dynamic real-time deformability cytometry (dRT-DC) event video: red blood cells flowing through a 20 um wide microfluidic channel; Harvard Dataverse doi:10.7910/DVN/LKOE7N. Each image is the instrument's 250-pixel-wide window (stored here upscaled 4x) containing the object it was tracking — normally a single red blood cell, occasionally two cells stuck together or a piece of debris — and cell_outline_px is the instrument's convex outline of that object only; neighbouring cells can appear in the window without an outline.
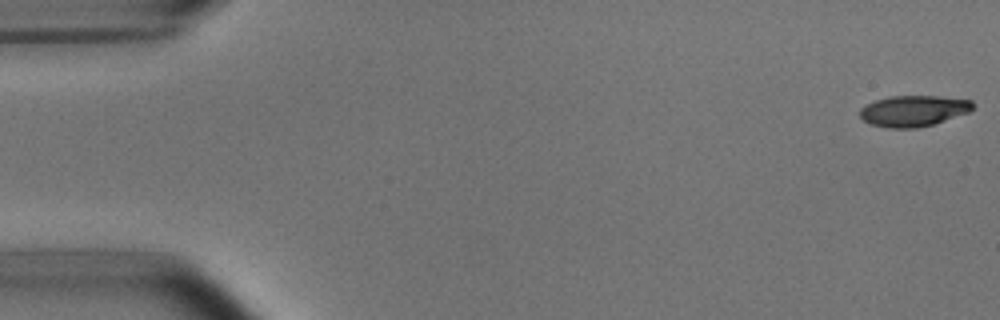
{"species": "common noctule bat (a hibernating species)", "species_latin": "Nyctalus noctula", "temperature_condition": "room temperature", "stored_images_in_passage": 48, "camera_frame_rate_fps": 3000, "um_per_image_px": 0.085, "animal": {"sex": "male", "body_mass_g": 15.6}, "frame": {"image": 1, "passage_image": 1, "time_ms": 0.0, "image_size_px": [1000, 320], "cell_outline_px": [[972, 108], [968, 112], [932, 124], [916, 128], [888, 128], [872, 124], [864, 120], [860, 116], [860, 108], [876, 100], [888, 96], [936, 96], [972, 100]], "centroid_in_image_um": [77.61, 9.42], "position_along_channel_um": 7.4, "area_um2": 20.06}}
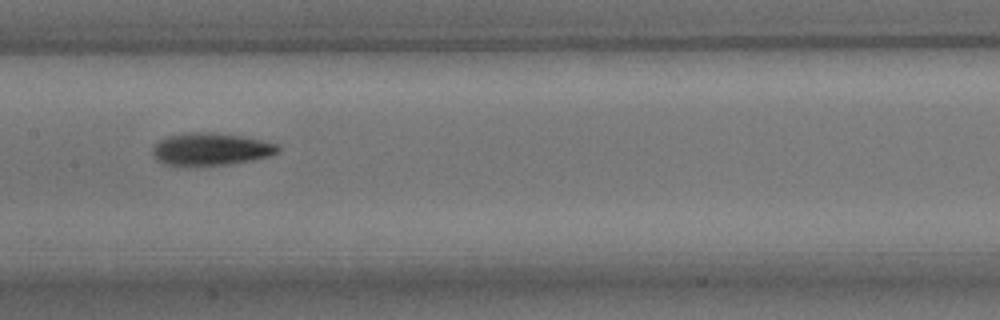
{"frame": {"image": 2, "passage_image": 26, "time_ms": 8.333, "image_size_px": [1000, 320], "cell_outline_px": [[280, 152], [268, 156], [252, 160], [228, 164], [168, 164], [156, 160], [152, 156], [152, 148], [160, 140], [168, 136], [184, 132], [216, 132], [240, 136], [260, 140], [276, 144], [280, 148]], "centroid_in_image_um": [17.91, 12.65], "position_along_channel_um": 189.5, "area_um2": 23.29}}
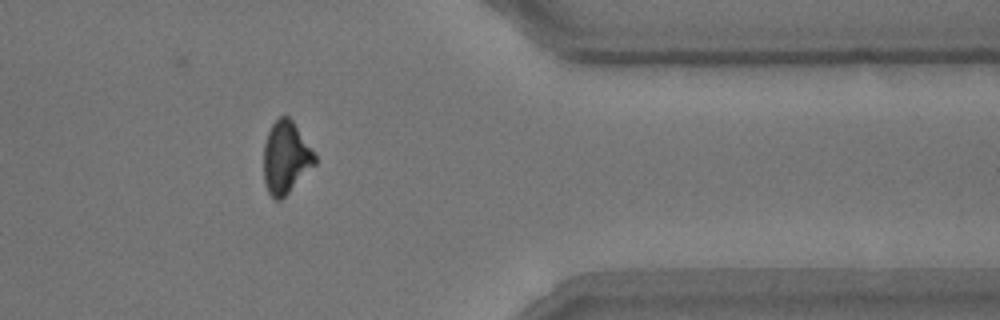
{"frame": {"image": 3, "passage_image": 43, "time_ms": 14.0, "image_size_px": [1000, 320], "cell_outline_px": [[316, 164], [280, 200], [276, 200], [268, 192], [264, 180], [264, 144], [268, 132], [272, 124], [280, 116], [288, 116], [292, 120], [316, 156]], "centroid_in_image_um": [24.28, 13.38], "position_along_channel_um": 387.1, "area_um2": 21.15}, "authors_computed_cell_mechanics": {"area_um2": 22.0218, "velocity_mm_per_s": 3.8051, "shape_relaxation_time_tau1_ms": 3.2498, "shape_relaxation_time_tau2_ms": 5.4328, "deformation_change_tau1": 0.165, "deformation_change_tau2": 0.1532}}